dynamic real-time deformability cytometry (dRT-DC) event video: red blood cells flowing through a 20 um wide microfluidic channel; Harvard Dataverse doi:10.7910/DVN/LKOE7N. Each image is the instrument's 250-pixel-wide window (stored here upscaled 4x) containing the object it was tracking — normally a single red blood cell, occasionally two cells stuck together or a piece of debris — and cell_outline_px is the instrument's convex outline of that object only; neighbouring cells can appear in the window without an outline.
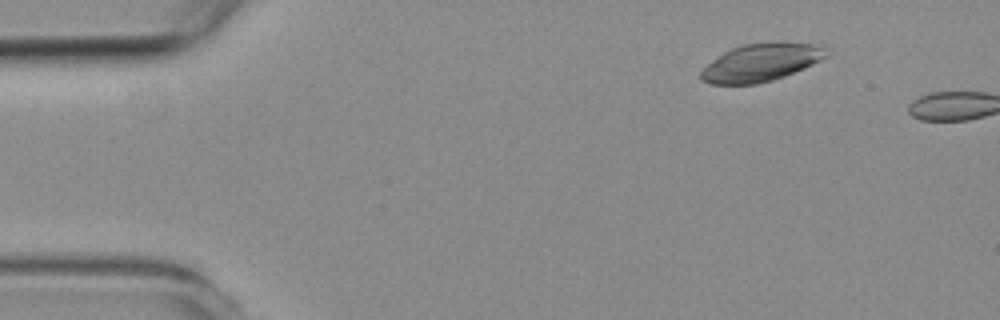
{"species": "common noctule bat (a hibernating species)", "species_latin": "Nyctalus noctula", "temperature_condition": "room temperature", "stored_images_in_passage": 2, "camera_frame_rate_fps": 3000, "um_per_image_px": 0.085, "animal": {"sex": "female", "body_mass_g": 19.3, "forearm_length_mm": 54.1}, "frame": {"image": 1, "passage_image": 1, "time_ms": 0.0, "image_size_px": [1000, 320], "cell_outline_px": [[828, 56], [804, 68], [784, 76], [772, 80], [756, 84], [712, 84], [700, 80], [700, 72], [708, 64], [724, 52], [732, 48], [744, 44], [812, 44], [820, 48]], "centroid_in_image_um": [64.59, 5.36], "position_along_channel_um": 20.4, "area_um2": 26.41}}